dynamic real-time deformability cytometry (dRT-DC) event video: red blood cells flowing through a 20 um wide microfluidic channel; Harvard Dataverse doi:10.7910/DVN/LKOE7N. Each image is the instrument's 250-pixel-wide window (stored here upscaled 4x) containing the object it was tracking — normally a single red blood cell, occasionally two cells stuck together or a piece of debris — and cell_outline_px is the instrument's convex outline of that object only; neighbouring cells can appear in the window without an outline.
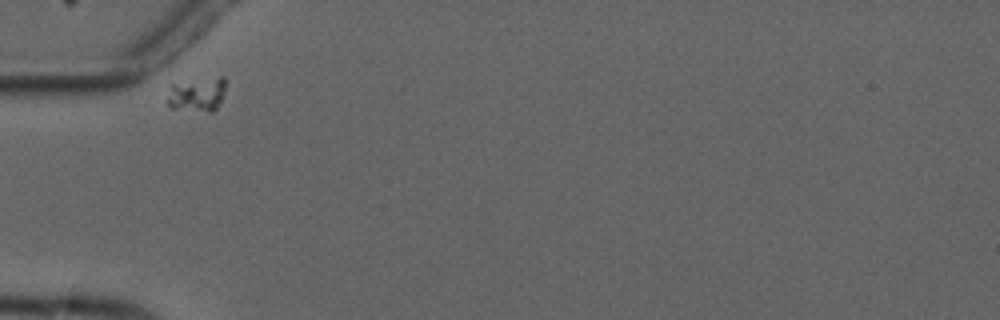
{"species": "common noctule bat (a hibernating species)", "species_latin": "Nyctalus noctula", "temperature_condition": "cold", "stored_images_in_passage": 3, "camera_frame_rate_fps": 3000, "um_per_image_px": 0.085, "animal": {"sex": "male", "forearm_length_mm": 52.5}, "frame": {"image": 1, "passage_image": 1, "time_ms": 0.0, "image_size_px": [1000, 320], "cell_outline_px": [[224, 88], [220, 100], [216, 108], [212, 112], [208, 112], [172, 108], [168, 104], [168, 84], [220, 76], [224, 76]], "centroid_in_image_um": [16.71, 8.01], "position_along_channel_um": 68.3, "area_um2": 11.56}}
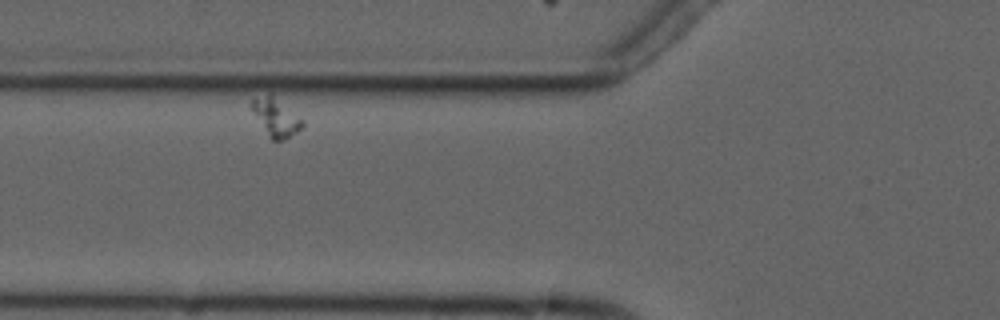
{"frame": {"image": 2, "passage_image": 2, "time_ms": 1.333, "image_size_px": [1000, 320], "cell_outline_px": [[304, 124], [296, 132], [284, 140], [272, 140], [268, 136], [252, 108], [252, 100], [268, 92], [272, 92], [304, 120]], "centroid_in_image_um": [23.49, 9.93], "position_along_channel_um": 102.3, "area_um2": 11.16}}
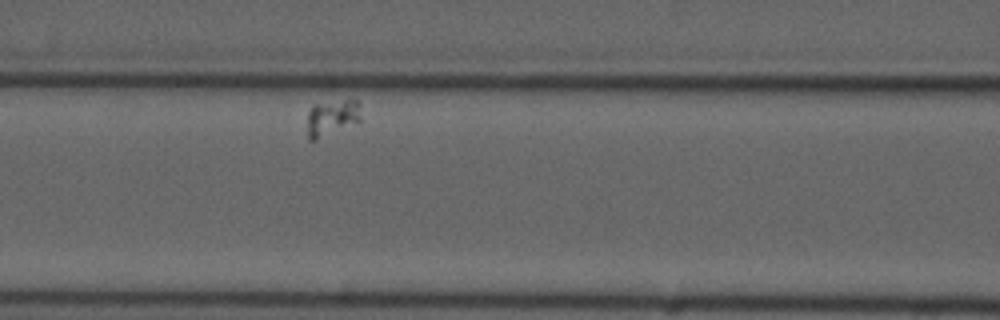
{"frame": {"image": 3, "passage_image": 3, "time_ms": 2.667, "image_size_px": [1000, 320], "cell_outline_px": [[360, 124], [316, 140], [308, 140], [308, 112], [316, 104], [348, 100], [356, 100], [360, 104]], "centroid_in_image_um": [28.27, 10.05], "position_along_channel_um": 138.3, "area_um2": 11.5}}